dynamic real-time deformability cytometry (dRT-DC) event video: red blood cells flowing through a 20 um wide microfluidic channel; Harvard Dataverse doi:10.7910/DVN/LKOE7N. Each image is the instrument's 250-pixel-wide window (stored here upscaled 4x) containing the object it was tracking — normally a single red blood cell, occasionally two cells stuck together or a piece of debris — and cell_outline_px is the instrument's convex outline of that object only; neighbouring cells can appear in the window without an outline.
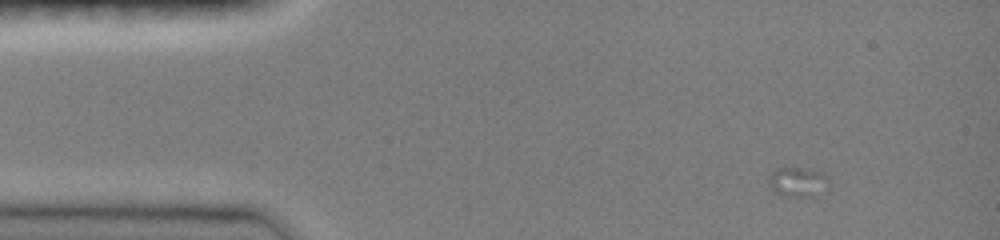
{"species": "common noctule bat (a hibernating species)", "species_latin": "Nyctalus noctula", "temperature_condition": "room temperature", "stored_images_in_passage": 14, "camera_frame_rate_fps": 3000, "um_per_image_px": 0.085, "animal": {"sex": "female", "body_mass_g": 19.0, "forearm_length_mm": 51.5}, "frame": {"image": 1, "passage_image": 3, "time_ms": 0.667, "image_size_px": [1000, 240], "cell_outline_px": [[828, 180], [812, 196], [784, 196], [776, 192], [768, 184], [768, 176], [776, 168], [808, 168], [824, 172], [828, 176]], "centroid_in_image_um": [67.73, 15.41], "position_along_channel_um": 17.3, "area_um2": 10.0}}